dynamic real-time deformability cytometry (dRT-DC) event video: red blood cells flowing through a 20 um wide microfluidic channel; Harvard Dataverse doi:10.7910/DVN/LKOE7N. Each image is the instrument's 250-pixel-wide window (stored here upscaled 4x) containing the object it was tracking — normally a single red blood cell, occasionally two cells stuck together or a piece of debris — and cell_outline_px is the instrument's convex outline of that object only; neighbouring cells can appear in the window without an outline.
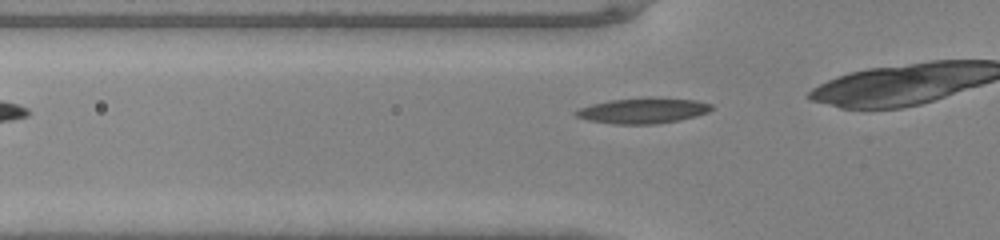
{"species": "common noctule bat (a hibernating species)", "species_latin": "Nyctalus noctula", "temperature_condition": "warm", "stored_images_in_passage": 9, "camera_frame_rate_fps": 3000, "um_per_image_px": 0.085, "animal": {"sex": "male", "body_mass_g": 20.0, "forearm_length_mm": 53.3}, "frame": {"image": 1, "passage_image": 4, "time_ms": 1.0, "image_size_px": [1000, 240], "cell_outline_px": [[712, 108], [708, 112], [696, 116], [680, 120], [656, 124], [612, 124], [588, 120], [576, 116], [572, 112], [580, 108], [592, 104], [612, 100], [648, 96], [652, 96], [696, 100], [712, 104]], "centroid_in_image_um": [54.67, 9.39], "position_along_channel_um": 71.1, "area_um2": 20.46}}
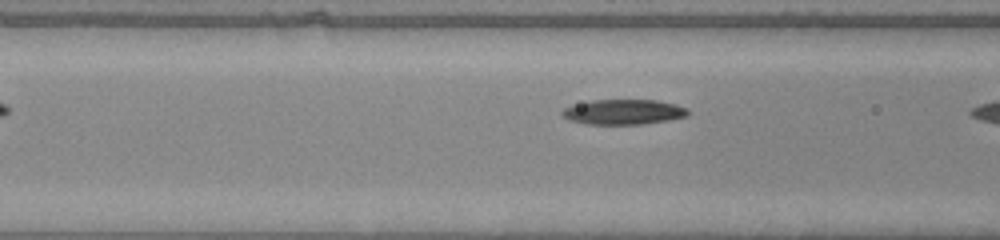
{"frame": {"image": 2, "passage_image": 7, "time_ms": 2.0, "image_size_px": [1000, 240], "cell_outline_px": [[692, 112], [688, 116], [668, 120], [640, 124], [588, 124], [568, 120], [560, 112], [564, 108], [576, 104], [592, 100], [656, 100], [676, 104], [688, 108]], "centroid_in_image_um": [53.04, 9.51], "position_along_channel_um": 113.6, "area_um2": 18.44}}